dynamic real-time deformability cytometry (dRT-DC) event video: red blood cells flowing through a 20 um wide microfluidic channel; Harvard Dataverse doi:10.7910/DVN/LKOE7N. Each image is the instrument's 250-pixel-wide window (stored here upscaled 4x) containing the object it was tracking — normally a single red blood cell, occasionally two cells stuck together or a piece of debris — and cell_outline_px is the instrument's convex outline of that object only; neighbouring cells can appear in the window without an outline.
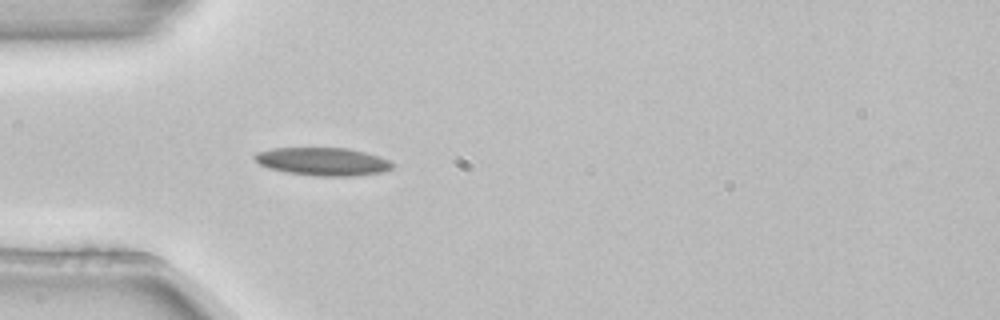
{"species": "common noctule bat (a hibernating species)", "species_latin": "Nyctalus noctula", "temperature_condition": "room temperature", "stored_images_in_passage": 4, "camera_frame_rate_fps": 3000, "um_per_image_px": 0.085, "animal": {"sex": "female", "body_mass_g": 22.7, "forearm_length_mm": 54.2}, "frame": {"image": 1, "passage_image": 4, "time_ms": 1.0, "image_size_px": [1000, 320], "cell_outline_px": [[396, 164], [392, 168], [380, 172], [356, 176], [316, 176], [288, 172], [268, 168], [260, 164], [252, 156], [256, 152], [272, 148], [348, 148], [380, 156]], "centroid_in_image_um": [27.45, 13.73], "position_along_channel_um": 57.6, "area_um2": 22.48}}